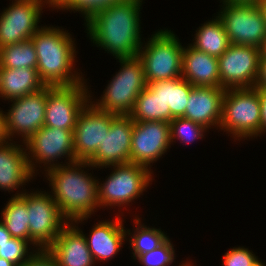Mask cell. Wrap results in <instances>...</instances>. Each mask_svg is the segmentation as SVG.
<instances>
[{
  "instance_id": "42",
  "label": "cell",
  "mask_w": 266,
  "mask_h": 266,
  "mask_svg": "<svg viewBox=\"0 0 266 266\" xmlns=\"http://www.w3.org/2000/svg\"><path fill=\"white\" fill-rule=\"evenodd\" d=\"M260 56H261L260 59H266V37H265L263 44L261 45V48H260Z\"/></svg>"
},
{
  "instance_id": "12",
  "label": "cell",
  "mask_w": 266,
  "mask_h": 266,
  "mask_svg": "<svg viewBox=\"0 0 266 266\" xmlns=\"http://www.w3.org/2000/svg\"><path fill=\"white\" fill-rule=\"evenodd\" d=\"M44 2V3H43ZM49 0H15L0 15V48L31 39L40 29L42 6Z\"/></svg>"
},
{
  "instance_id": "36",
  "label": "cell",
  "mask_w": 266,
  "mask_h": 266,
  "mask_svg": "<svg viewBox=\"0 0 266 266\" xmlns=\"http://www.w3.org/2000/svg\"><path fill=\"white\" fill-rule=\"evenodd\" d=\"M35 253L31 258L21 266H58L55 257L48 251V249H34Z\"/></svg>"
},
{
  "instance_id": "29",
  "label": "cell",
  "mask_w": 266,
  "mask_h": 266,
  "mask_svg": "<svg viewBox=\"0 0 266 266\" xmlns=\"http://www.w3.org/2000/svg\"><path fill=\"white\" fill-rule=\"evenodd\" d=\"M170 141L179 139L182 143H190L203 138V132L207 130L203 125L183 117H175L170 122Z\"/></svg>"
},
{
  "instance_id": "10",
  "label": "cell",
  "mask_w": 266,
  "mask_h": 266,
  "mask_svg": "<svg viewBox=\"0 0 266 266\" xmlns=\"http://www.w3.org/2000/svg\"><path fill=\"white\" fill-rule=\"evenodd\" d=\"M260 49L230 44L217 58L220 87L223 89L254 88L259 75Z\"/></svg>"
},
{
  "instance_id": "35",
  "label": "cell",
  "mask_w": 266,
  "mask_h": 266,
  "mask_svg": "<svg viewBox=\"0 0 266 266\" xmlns=\"http://www.w3.org/2000/svg\"><path fill=\"white\" fill-rule=\"evenodd\" d=\"M148 85L164 101L166 106V122L169 123L172 120L173 79L156 81Z\"/></svg>"
},
{
  "instance_id": "43",
  "label": "cell",
  "mask_w": 266,
  "mask_h": 266,
  "mask_svg": "<svg viewBox=\"0 0 266 266\" xmlns=\"http://www.w3.org/2000/svg\"><path fill=\"white\" fill-rule=\"evenodd\" d=\"M258 5L260 6L262 12H263V15H264V19H265V22H266V0H261Z\"/></svg>"
},
{
  "instance_id": "28",
  "label": "cell",
  "mask_w": 266,
  "mask_h": 266,
  "mask_svg": "<svg viewBox=\"0 0 266 266\" xmlns=\"http://www.w3.org/2000/svg\"><path fill=\"white\" fill-rule=\"evenodd\" d=\"M135 225H138L130 238V245L133 248V256L137 259L140 255L150 252L162 245L168 236L160 229L150 228L141 224L140 219L135 217Z\"/></svg>"
},
{
  "instance_id": "31",
  "label": "cell",
  "mask_w": 266,
  "mask_h": 266,
  "mask_svg": "<svg viewBox=\"0 0 266 266\" xmlns=\"http://www.w3.org/2000/svg\"><path fill=\"white\" fill-rule=\"evenodd\" d=\"M28 243L23 239L12 237L8 242L0 244V258L9 260L16 266L23 265L33 254L28 252Z\"/></svg>"
},
{
  "instance_id": "33",
  "label": "cell",
  "mask_w": 266,
  "mask_h": 266,
  "mask_svg": "<svg viewBox=\"0 0 266 266\" xmlns=\"http://www.w3.org/2000/svg\"><path fill=\"white\" fill-rule=\"evenodd\" d=\"M193 87L182 77L173 79L172 119L184 115L189 94Z\"/></svg>"
},
{
  "instance_id": "19",
  "label": "cell",
  "mask_w": 266,
  "mask_h": 266,
  "mask_svg": "<svg viewBox=\"0 0 266 266\" xmlns=\"http://www.w3.org/2000/svg\"><path fill=\"white\" fill-rule=\"evenodd\" d=\"M47 249L55 257L58 266H93L95 264L85 235L75 223L69 222Z\"/></svg>"
},
{
  "instance_id": "41",
  "label": "cell",
  "mask_w": 266,
  "mask_h": 266,
  "mask_svg": "<svg viewBox=\"0 0 266 266\" xmlns=\"http://www.w3.org/2000/svg\"><path fill=\"white\" fill-rule=\"evenodd\" d=\"M261 0H222L225 3L258 4Z\"/></svg>"
},
{
  "instance_id": "3",
  "label": "cell",
  "mask_w": 266,
  "mask_h": 266,
  "mask_svg": "<svg viewBox=\"0 0 266 266\" xmlns=\"http://www.w3.org/2000/svg\"><path fill=\"white\" fill-rule=\"evenodd\" d=\"M37 54L36 69L45 86L83 84L84 77L73 71L75 43L69 33L58 27H41L31 38ZM73 40V41H72ZM74 74H73V72Z\"/></svg>"
},
{
  "instance_id": "17",
  "label": "cell",
  "mask_w": 266,
  "mask_h": 266,
  "mask_svg": "<svg viewBox=\"0 0 266 266\" xmlns=\"http://www.w3.org/2000/svg\"><path fill=\"white\" fill-rule=\"evenodd\" d=\"M134 121L129 115L116 116L95 155L88 161L102 168L130 163Z\"/></svg>"
},
{
  "instance_id": "15",
  "label": "cell",
  "mask_w": 266,
  "mask_h": 266,
  "mask_svg": "<svg viewBox=\"0 0 266 266\" xmlns=\"http://www.w3.org/2000/svg\"><path fill=\"white\" fill-rule=\"evenodd\" d=\"M171 144L170 124L164 121H134L130 163L151 169Z\"/></svg>"
},
{
  "instance_id": "13",
  "label": "cell",
  "mask_w": 266,
  "mask_h": 266,
  "mask_svg": "<svg viewBox=\"0 0 266 266\" xmlns=\"http://www.w3.org/2000/svg\"><path fill=\"white\" fill-rule=\"evenodd\" d=\"M73 139V130L43 126L34 133L25 143H23L26 146V151H29L26 153H28V165L32 174L34 175L36 169L34 161L37 163L39 162L40 164L43 163L44 167L45 165L46 167L48 166L46 170L60 165L54 162L58 161L57 159L61 157L64 158L66 156L69 163L76 161ZM32 159L35 160L33 161Z\"/></svg>"
},
{
  "instance_id": "7",
  "label": "cell",
  "mask_w": 266,
  "mask_h": 266,
  "mask_svg": "<svg viewBox=\"0 0 266 266\" xmlns=\"http://www.w3.org/2000/svg\"><path fill=\"white\" fill-rule=\"evenodd\" d=\"M16 194L14 196H19L27 204L29 244L36 245L38 250L47 249L69 223L68 220L62 215L50 193L36 191Z\"/></svg>"
},
{
  "instance_id": "6",
  "label": "cell",
  "mask_w": 266,
  "mask_h": 266,
  "mask_svg": "<svg viewBox=\"0 0 266 266\" xmlns=\"http://www.w3.org/2000/svg\"><path fill=\"white\" fill-rule=\"evenodd\" d=\"M121 68L103 92L101 100L90 101L99 110L130 115L138 95L146 88L143 64L138 57L118 58Z\"/></svg>"
},
{
  "instance_id": "23",
  "label": "cell",
  "mask_w": 266,
  "mask_h": 266,
  "mask_svg": "<svg viewBox=\"0 0 266 266\" xmlns=\"http://www.w3.org/2000/svg\"><path fill=\"white\" fill-rule=\"evenodd\" d=\"M45 87L36 68H0V97L4 100L23 97Z\"/></svg>"
},
{
  "instance_id": "2",
  "label": "cell",
  "mask_w": 266,
  "mask_h": 266,
  "mask_svg": "<svg viewBox=\"0 0 266 266\" xmlns=\"http://www.w3.org/2000/svg\"><path fill=\"white\" fill-rule=\"evenodd\" d=\"M66 163V166L60 164L45 170V174L52 187L51 196L62 215L69 222L78 224L87 220L99 207L98 180L82 170V167L92 166L88 161Z\"/></svg>"
},
{
  "instance_id": "21",
  "label": "cell",
  "mask_w": 266,
  "mask_h": 266,
  "mask_svg": "<svg viewBox=\"0 0 266 266\" xmlns=\"http://www.w3.org/2000/svg\"><path fill=\"white\" fill-rule=\"evenodd\" d=\"M181 77L193 86L220 87L218 60L189 44L182 51Z\"/></svg>"
},
{
  "instance_id": "24",
  "label": "cell",
  "mask_w": 266,
  "mask_h": 266,
  "mask_svg": "<svg viewBox=\"0 0 266 266\" xmlns=\"http://www.w3.org/2000/svg\"><path fill=\"white\" fill-rule=\"evenodd\" d=\"M194 36L196 37L192 46L216 58L222 56L230 45L224 25L218 16L199 27Z\"/></svg>"
},
{
  "instance_id": "16",
  "label": "cell",
  "mask_w": 266,
  "mask_h": 266,
  "mask_svg": "<svg viewBox=\"0 0 266 266\" xmlns=\"http://www.w3.org/2000/svg\"><path fill=\"white\" fill-rule=\"evenodd\" d=\"M47 86L38 92L10 100L11 109L5 113L6 129L9 138L16 133L25 143L44 126Z\"/></svg>"
},
{
  "instance_id": "22",
  "label": "cell",
  "mask_w": 266,
  "mask_h": 266,
  "mask_svg": "<svg viewBox=\"0 0 266 266\" xmlns=\"http://www.w3.org/2000/svg\"><path fill=\"white\" fill-rule=\"evenodd\" d=\"M17 145L8 142L0 146V189L8 192L18 189L35 176L29 168L26 149Z\"/></svg>"
},
{
  "instance_id": "46",
  "label": "cell",
  "mask_w": 266,
  "mask_h": 266,
  "mask_svg": "<svg viewBox=\"0 0 266 266\" xmlns=\"http://www.w3.org/2000/svg\"><path fill=\"white\" fill-rule=\"evenodd\" d=\"M178 266H193V264L191 265L189 262H187V263H182L181 265Z\"/></svg>"
},
{
  "instance_id": "9",
  "label": "cell",
  "mask_w": 266,
  "mask_h": 266,
  "mask_svg": "<svg viewBox=\"0 0 266 266\" xmlns=\"http://www.w3.org/2000/svg\"><path fill=\"white\" fill-rule=\"evenodd\" d=\"M218 17L230 44L261 48L266 37V22L258 4L225 3Z\"/></svg>"
},
{
  "instance_id": "18",
  "label": "cell",
  "mask_w": 266,
  "mask_h": 266,
  "mask_svg": "<svg viewBox=\"0 0 266 266\" xmlns=\"http://www.w3.org/2000/svg\"><path fill=\"white\" fill-rule=\"evenodd\" d=\"M226 89L222 87L194 86L190 91L188 104L182 116L203 125L218 128L222 119L223 98Z\"/></svg>"
},
{
  "instance_id": "30",
  "label": "cell",
  "mask_w": 266,
  "mask_h": 266,
  "mask_svg": "<svg viewBox=\"0 0 266 266\" xmlns=\"http://www.w3.org/2000/svg\"><path fill=\"white\" fill-rule=\"evenodd\" d=\"M123 0H55L53 7L56 9L81 11L88 20L96 11Z\"/></svg>"
},
{
  "instance_id": "14",
  "label": "cell",
  "mask_w": 266,
  "mask_h": 266,
  "mask_svg": "<svg viewBox=\"0 0 266 266\" xmlns=\"http://www.w3.org/2000/svg\"><path fill=\"white\" fill-rule=\"evenodd\" d=\"M116 116L99 110L91 102L86 104L79 113L73 130L76 160L89 161L95 155Z\"/></svg>"
},
{
  "instance_id": "39",
  "label": "cell",
  "mask_w": 266,
  "mask_h": 266,
  "mask_svg": "<svg viewBox=\"0 0 266 266\" xmlns=\"http://www.w3.org/2000/svg\"><path fill=\"white\" fill-rule=\"evenodd\" d=\"M8 140L12 141L7 134L5 114L0 110V146L8 143Z\"/></svg>"
},
{
  "instance_id": "27",
  "label": "cell",
  "mask_w": 266,
  "mask_h": 266,
  "mask_svg": "<svg viewBox=\"0 0 266 266\" xmlns=\"http://www.w3.org/2000/svg\"><path fill=\"white\" fill-rule=\"evenodd\" d=\"M37 60L31 39L0 48V68H36Z\"/></svg>"
},
{
  "instance_id": "5",
  "label": "cell",
  "mask_w": 266,
  "mask_h": 266,
  "mask_svg": "<svg viewBox=\"0 0 266 266\" xmlns=\"http://www.w3.org/2000/svg\"><path fill=\"white\" fill-rule=\"evenodd\" d=\"M137 57L141 60L146 83L181 77L183 46L171 30L151 35Z\"/></svg>"
},
{
  "instance_id": "8",
  "label": "cell",
  "mask_w": 266,
  "mask_h": 266,
  "mask_svg": "<svg viewBox=\"0 0 266 266\" xmlns=\"http://www.w3.org/2000/svg\"><path fill=\"white\" fill-rule=\"evenodd\" d=\"M113 169L103 184L98 182L99 207L128 205L140 197L153 178L151 169L134 163L113 165Z\"/></svg>"
},
{
  "instance_id": "45",
  "label": "cell",
  "mask_w": 266,
  "mask_h": 266,
  "mask_svg": "<svg viewBox=\"0 0 266 266\" xmlns=\"http://www.w3.org/2000/svg\"><path fill=\"white\" fill-rule=\"evenodd\" d=\"M253 266H265L260 260H257Z\"/></svg>"
},
{
  "instance_id": "1",
  "label": "cell",
  "mask_w": 266,
  "mask_h": 266,
  "mask_svg": "<svg viewBox=\"0 0 266 266\" xmlns=\"http://www.w3.org/2000/svg\"><path fill=\"white\" fill-rule=\"evenodd\" d=\"M142 1L123 0L96 11L85 23L91 41L116 59L137 57L143 44L139 23Z\"/></svg>"
},
{
  "instance_id": "37",
  "label": "cell",
  "mask_w": 266,
  "mask_h": 266,
  "mask_svg": "<svg viewBox=\"0 0 266 266\" xmlns=\"http://www.w3.org/2000/svg\"><path fill=\"white\" fill-rule=\"evenodd\" d=\"M255 88L257 90H266V59H260L259 75Z\"/></svg>"
},
{
  "instance_id": "38",
  "label": "cell",
  "mask_w": 266,
  "mask_h": 266,
  "mask_svg": "<svg viewBox=\"0 0 266 266\" xmlns=\"http://www.w3.org/2000/svg\"><path fill=\"white\" fill-rule=\"evenodd\" d=\"M261 105V134L266 132V90H259Z\"/></svg>"
},
{
  "instance_id": "26",
  "label": "cell",
  "mask_w": 266,
  "mask_h": 266,
  "mask_svg": "<svg viewBox=\"0 0 266 266\" xmlns=\"http://www.w3.org/2000/svg\"><path fill=\"white\" fill-rule=\"evenodd\" d=\"M1 215V222L12 237L29 242V213L27 204L19 196L10 198Z\"/></svg>"
},
{
  "instance_id": "4",
  "label": "cell",
  "mask_w": 266,
  "mask_h": 266,
  "mask_svg": "<svg viewBox=\"0 0 266 266\" xmlns=\"http://www.w3.org/2000/svg\"><path fill=\"white\" fill-rule=\"evenodd\" d=\"M220 129L233 137L253 138L261 135L259 90L254 88L226 89Z\"/></svg>"
},
{
  "instance_id": "44",
  "label": "cell",
  "mask_w": 266,
  "mask_h": 266,
  "mask_svg": "<svg viewBox=\"0 0 266 266\" xmlns=\"http://www.w3.org/2000/svg\"><path fill=\"white\" fill-rule=\"evenodd\" d=\"M0 266H16L11 261L0 258Z\"/></svg>"
},
{
  "instance_id": "32",
  "label": "cell",
  "mask_w": 266,
  "mask_h": 266,
  "mask_svg": "<svg viewBox=\"0 0 266 266\" xmlns=\"http://www.w3.org/2000/svg\"><path fill=\"white\" fill-rule=\"evenodd\" d=\"M175 257V250L168 238L158 248L140 255L137 260L144 266H169Z\"/></svg>"
},
{
  "instance_id": "11",
  "label": "cell",
  "mask_w": 266,
  "mask_h": 266,
  "mask_svg": "<svg viewBox=\"0 0 266 266\" xmlns=\"http://www.w3.org/2000/svg\"><path fill=\"white\" fill-rule=\"evenodd\" d=\"M84 84L47 86L44 126L74 130L79 113L91 100Z\"/></svg>"
},
{
  "instance_id": "40",
  "label": "cell",
  "mask_w": 266,
  "mask_h": 266,
  "mask_svg": "<svg viewBox=\"0 0 266 266\" xmlns=\"http://www.w3.org/2000/svg\"><path fill=\"white\" fill-rule=\"evenodd\" d=\"M12 235L7 231L5 225L0 220V244L8 242Z\"/></svg>"
},
{
  "instance_id": "34",
  "label": "cell",
  "mask_w": 266,
  "mask_h": 266,
  "mask_svg": "<svg viewBox=\"0 0 266 266\" xmlns=\"http://www.w3.org/2000/svg\"><path fill=\"white\" fill-rule=\"evenodd\" d=\"M223 266H253L257 256L244 247H234L223 256Z\"/></svg>"
},
{
  "instance_id": "25",
  "label": "cell",
  "mask_w": 266,
  "mask_h": 266,
  "mask_svg": "<svg viewBox=\"0 0 266 266\" xmlns=\"http://www.w3.org/2000/svg\"><path fill=\"white\" fill-rule=\"evenodd\" d=\"M133 121H164L166 122V106L159 94L148 84L138 95L132 112Z\"/></svg>"
},
{
  "instance_id": "20",
  "label": "cell",
  "mask_w": 266,
  "mask_h": 266,
  "mask_svg": "<svg viewBox=\"0 0 266 266\" xmlns=\"http://www.w3.org/2000/svg\"><path fill=\"white\" fill-rule=\"evenodd\" d=\"M115 218L114 221H99L92 231H90L89 238L85 236L87 246L96 262L110 260L116 255L125 241L126 235H130V230L124 229L122 218Z\"/></svg>"
}]
</instances>
